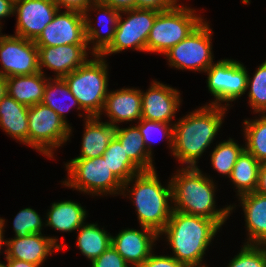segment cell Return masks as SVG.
<instances>
[{"label": "cell", "mask_w": 266, "mask_h": 267, "mask_svg": "<svg viewBox=\"0 0 266 267\" xmlns=\"http://www.w3.org/2000/svg\"><path fill=\"white\" fill-rule=\"evenodd\" d=\"M7 261L6 265L8 267H41L42 265H35L28 263L26 261L17 260V259H5Z\"/></svg>", "instance_id": "cell-44"}, {"label": "cell", "mask_w": 266, "mask_h": 267, "mask_svg": "<svg viewBox=\"0 0 266 267\" xmlns=\"http://www.w3.org/2000/svg\"><path fill=\"white\" fill-rule=\"evenodd\" d=\"M0 75H32L39 72L38 48L34 41L0 33Z\"/></svg>", "instance_id": "cell-12"}, {"label": "cell", "mask_w": 266, "mask_h": 267, "mask_svg": "<svg viewBox=\"0 0 266 267\" xmlns=\"http://www.w3.org/2000/svg\"><path fill=\"white\" fill-rule=\"evenodd\" d=\"M84 126L81 153L73 159L101 157L115 137L116 127L108 122H103L98 117L84 119Z\"/></svg>", "instance_id": "cell-22"}, {"label": "cell", "mask_w": 266, "mask_h": 267, "mask_svg": "<svg viewBox=\"0 0 266 267\" xmlns=\"http://www.w3.org/2000/svg\"><path fill=\"white\" fill-rule=\"evenodd\" d=\"M42 103L55 111L69 126L71 124L68 123L66 113H68L73 107H75L76 110H81V112L83 111L78 103V100L73 96L69 86L63 78L50 77L47 80Z\"/></svg>", "instance_id": "cell-29"}, {"label": "cell", "mask_w": 266, "mask_h": 267, "mask_svg": "<svg viewBox=\"0 0 266 267\" xmlns=\"http://www.w3.org/2000/svg\"><path fill=\"white\" fill-rule=\"evenodd\" d=\"M40 214L31 207L21 209L13 220L15 236L26 237L29 234L42 233L45 222Z\"/></svg>", "instance_id": "cell-35"}, {"label": "cell", "mask_w": 266, "mask_h": 267, "mask_svg": "<svg viewBox=\"0 0 266 267\" xmlns=\"http://www.w3.org/2000/svg\"><path fill=\"white\" fill-rule=\"evenodd\" d=\"M106 4L118 11H125L135 8V0H96Z\"/></svg>", "instance_id": "cell-41"}, {"label": "cell", "mask_w": 266, "mask_h": 267, "mask_svg": "<svg viewBox=\"0 0 266 267\" xmlns=\"http://www.w3.org/2000/svg\"><path fill=\"white\" fill-rule=\"evenodd\" d=\"M255 192L266 196V163H261L260 165L258 183Z\"/></svg>", "instance_id": "cell-43"}, {"label": "cell", "mask_w": 266, "mask_h": 267, "mask_svg": "<svg viewBox=\"0 0 266 267\" xmlns=\"http://www.w3.org/2000/svg\"><path fill=\"white\" fill-rule=\"evenodd\" d=\"M34 42L37 47L87 44L84 14L59 9Z\"/></svg>", "instance_id": "cell-13"}, {"label": "cell", "mask_w": 266, "mask_h": 267, "mask_svg": "<svg viewBox=\"0 0 266 267\" xmlns=\"http://www.w3.org/2000/svg\"><path fill=\"white\" fill-rule=\"evenodd\" d=\"M58 10L53 0H14L13 15L17 18L14 34L35 41Z\"/></svg>", "instance_id": "cell-14"}, {"label": "cell", "mask_w": 266, "mask_h": 267, "mask_svg": "<svg viewBox=\"0 0 266 267\" xmlns=\"http://www.w3.org/2000/svg\"><path fill=\"white\" fill-rule=\"evenodd\" d=\"M228 109L205 104L174 121L172 155L182 167H198L199 158L216 140Z\"/></svg>", "instance_id": "cell-2"}, {"label": "cell", "mask_w": 266, "mask_h": 267, "mask_svg": "<svg viewBox=\"0 0 266 267\" xmlns=\"http://www.w3.org/2000/svg\"><path fill=\"white\" fill-rule=\"evenodd\" d=\"M204 73L208 90L215 98L206 105L229 108L233 106L230 102L246 94L248 70L241 61L224 58L214 62Z\"/></svg>", "instance_id": "cell-10"}, {"label": "cell", "mask_w": 266, "mask_h": 267, "mask_svg": "<svg viewBox=\"0 0 266 267\" xmlns=\"http://www.w3.org/2000/svg\"><path fill=\"white\" fill-rule=\"evenodd\" d=\"M45 215V227L59 232H75L86 222L88 212L80 203L72 200L53 202Z\"/></svg>", "instance_id": "cell-24"}, {"label": "cell", "mask_w": 266, "mask_h": 267, "mask_svg": "<svg viewBox=\"0 0 266 267\" xmlns=\"http://www.w3.org/2000/svg\"><path fill=\"white\" fill-rule=\"evenodd\" d=\"M60 10L78 11L85 13L94 0H53Z\"/></svg>", "instance_id": "cell-40"}, {"label": "cell", "mask_w": 266, "mask_h": 267, "mask_svg": "<svg viewBox=\"0 0 266 267\" xmlns=\"http://www.w3.org/2000/svg\"><path fill=\"white\" fill-rule=\"evenodd\" d=\"M159 238V234L148 227L125 228L112 235L111 245L131 267H139L154 252Z\"/></svg>", "instance_id": "cell-17"}, {"label": "cell", "mask_w": 266, "mask_h": 267, "mask_svg": "<svg viewBox=\"0 0 266 267\" xmlns=\"http://www.w3.org/2000/svg\"><path fill=\"white\" fill-rule=\"evenodd\" d=\"M8 94L6 77L0 75V101Z\"/></svg>", "instance_id": "cell-46"}, {"label": "cell", "mask_w": 266, "mask_h": 267, "mask_svg": "<svg viewBox=\"0 0 266 267\" xmlns=\"http://www.w3.org/2000/svg\"><path fill=\"white\" fill-rule=\"evenodd\" d=\"M181 93L160 81L153 80L146 90H141L142 119L173 123L181 105Z\"/></svg>", "instance_id": "cell-15"}, {"label": "cell", "mask_w": 266, "mask_h": 267, "mask_svg": "<svg viewBox=\"0 0 266 267\" xmlns=\"http://www.w3.org/2000/svg\"><path fill=\"white\" fill-rule=\"evenodd\" d=\"M179 0H135V8L165 11L173 7Z\"/></svg>", "instance_id": "cell-39"}, {"label": "cell", "mask_w": 266, "mask_h": 267, "mask_svg": "<svg viewBox=\"0 0 266 267\" xmlns=\"http://www.w3.org/2000/svg\"><path fill=\"white\" fill-rule=\"evenodd\" d=\"M245 150V145H239L234 139L216 143V146L210 153L211 167L219 175L229 178L232 169L236 164L238 157Z\"/></svg>", "instance_id": "cell-32"}, {"label": "cell", "mask_w": 266, "mask_h": 267, "mask_svg": "<svg viewBox=\"0 0 266 267\" xmlns=\"http://www.w3.org/2000/svg\"><path fill=\"white\" fill-rule=\"evenodd\" d=\"M37 48L39 71L45 74V69L43 68L50 69L54 72V78H63L83 65L88 60L90 53V55H93L87 44H67Z\"/></svg>", "instance_id": "cell-19"}, {"label": "cell", "mask_w": 266, "mask_h": 267, "mask_svg": "<svg viewBox=\"0 0 266 267\" xmlns=\"http://www.w3.org/2000/svg\"><path fill=\"white\" fill-rule=\"evenodd\" d=\"M46 76L39 71L32 75L7 77L8 95L28 107L42 103L47 80L50 78Z\"/></svg>", "instance_id": "cell-25"}, {"label": "cell", "mask_w": 266, "mask_h": 267, "mask_svg": "<svg viewBox=\"0 0 266 267\" xmlns=\"http://www.w3.org/2000/svg\"><path fill=\"white\" fill-rule=\"evenodd\" d=\"M0 267H8L7 265H6V263H0Z\"/></svg>", "instance_id": "cell-47"}, {"label": "cell", "mask_w": 266, "mask_h": 267, "mask_svg": "<svg viewBox=\"0 0 266 267\" xmlns=\"http://www.w3.org/2000/svg\"><path fill=\"white\" fill-rule=\"evenodd\" d=\"M255 119H245L243 133L245 150L260 163H266V114H259Z\"/></svg>", "instance_id": "cell-30"}, {"label": "cell", "mask_w": 266, "mask_h": 267, "mask_svg": "<svg viewBox=\"0 0 266 267\" xmlns=\"http://www.w3.org/2000/svg\"><path fill=\"white\" fill-rule=\"evenodd\" d=\"M237 199L243 209L247 231L243 244L266 245V196L252 192Z\"/></svg>", "instance_id": "cell-21"}, {"label": "cell", "mask_w": 266, "mask_h": 267, "mask_svg": "<svg viewBox=\"0 0 266 267\" xmlns=\"http://www.w3.org/2000/svg\"><path fill=\"white\" fill-rule=\"evenodd\" d=\"M261 163L246 150L238 157L229 180L237 190L236 196L255 192Z\"/></svg>", "instance_id": "cell-28"}, {"label": "cell", "mask_w": 266, "mask_h": 267, "mask_svg": "<svg viewBox=\"0 0 266 267\" xmlns=\"http://www.w3.org/2000/svg\"><path fill=\"white\" fill-rule=\"evenodd\" d=\"M94 57V58H93ZM106 58L92 55L83 65L63 77L83 111L78 116L98 117L108 94L109 71ZM85 112V114H84Z\"/></svg>", "instance_id": "cell-5"}, {"label": "cell", "mask_w": 266, "mask_h": 267, "mask_svg": "<svg viewBox=\"0 0 266 267\" xmlns=\"http://www.w3.org/2000/svg\"><path fill=\"white\" fill-rule=\"evenodd\" d=\"M139 267H187L171 255L152 253Z\"/></svg>", "instance_id": "cell-38"}, {"label": "cell", "mask_w": 266, "mask_h": 267, "mask_svg": "<svg viewBox=\"0 0 266 267\" xmlns=\"http://www.w3.org/2000/svg\"><path fill=\"white\" fill-rule=\"evenodd\" d=\"M102 114H106L109 118L105 122L115 127L122 122H139L142 119L141 90L139 88L123 87L117 89V91H108L98 118L102 119Z\"/></svg>", "instance_id": "cell-20"}, {"label": "cell", "mask_w": 266, "mask_h": 267, "mask_svg": "<svg viewBox=\"0 0 266 267\" xmlns=\"http://www.w3.org/2000/svg\"><path fill=\"white\" fill-rule=\"evenodd\" d=\"M102 158L109 166L112 174L122 183H126L141 170L128 158L119 140L114 137Z\"/></svg>", "instance_id": "cell-31"}, {"label": "cell", "mask_w": 266, "mask_h": 267, "mask_svg": "<svg viewBox=\"0 0 266 267\" xmlns=\"http://www.w3.org/2000/svg\"><path fill=\"white\" fill-rule=\"evenodd\" d=\"M92 11H98L96 15V23H93V19L90 17ZM89 12H91V14ZM119 15L120 11L115 10L111 6L100 3L96 0H94L86 9L84 13L85 36L88 49L93 55H100L112 42ZM89 45H92V47Z\"/></svg>", "instance_id": "cell-18"}, {"label": "cell", "mask_w": 266, "mask_h": 267, "mask_svg": "<svg viewBox=\"0 0 266 267\" xmlns=\"http://www.w3.org/2000/svg\"><path fill=\"white\" fill-rule=\"evenodd\" d=\"M28 128L29 147L50 159L55 158L56 148L63 147L72 136V126L43 103L29 107Z\"/></svg>", "instance_id": "cell-8"}, {"label": "cell", "mask_w": 266, "mask_h": 267, "mask_svg": "<svg viewBox=\"0 0 266 267\" xmlns=\"http://www.w3.org/2000/svg\"><path fill=\"white\" fill-rule=\"evenodd\" d=\"M248 104L254 114H266V60L257 66L253 77L248 73Z\"/></svg>", "instance_id": "cell-33"}, {"label": "cell", "mask_w": 266, "mask_h": 267, "mask_svg": "<svg viewBox=\"0 0 266 267\" xmlns=\"http://www.w3.org/2000/svg\"><path fill=\"white\" fill-rule=\"evenodd\" d=\"M14 0H0V29L2 26V19L13 15Z\"/></svg>", "instance_id": "cell-42"}, {"label": "cell", "mask_w": 266, "mask_h": 267, "mask_svg": "<svg viewBox=\"0 0 266 267\" xmlns=\"http://www.w3.org/2000/svg\"><path fill=\"white\" fill-rule=\"evenodd\" d=\"M204 19L184 40L171 47L164 56L168 65L178 70L205 72L215 60L212 29Z\"/></svg>", "instance_id": "cell-9"}, {"label": "cell", "mask_w": 266, "mask_h": 267, "mask_svg": "<svg viewBox=\"0 0 266 267\" xmlns=\"http://www.w3.org/2000/svg\"><path fill=\"white\" fill-rule=\"evenodd\" d=\"M121 196L133 202L139 227H148L158 234L166 227L173 210L172 187L170 180L165 187L161 184L156 169L130 178L123 184Z\"/></svg>", "instance_id": "cell-4"}, {"label": "cell", "mask_w": 266, "mask_h": 267, "mask_svg": "<svg viewBox=\"0 0 266 267\" xmlns=\"http://www.w3.org/2000/svg\"><path fill=\"white\" fill-rule=\"evenodd\" d=\"M6 219L4 218H1L0 217V253L3 254V251H2V247L4 246L5 248V236H4V232H5V224H6ZM2 251V252H1ZM1 263V261H0Z\"/></svg>", "instance_id": "cell-45"}, {"label": "cell", "mask_w": 266, "mask_h": 267, "mask_svg": "<svg viewBox=\"0 0 266 267\" xmlns=\"http://www.w3.org/2000/svg\"><path fill=\"white\" fill-rule=\"evenodd\" d=\"M115 137L124 148L128 158L141 170L155 169L154 160L147 151L139 127L135 124L126 128L116 127Z\"/></svg>", "instance_id": "cell-26"}, {"label": "cell", "mask_w": 266, "mask_h": 267, "mask_svg": "<svg viewBox=\"0 0 266 267\" xmlns=\"http://www.w3.org/2000/svg\"><path fill=\"white\" fill-rule=\"evenodd\" d=\"M181 4L178 1L170 9L158 13L146 42V52L164 55L204 20L196 9Z\"/></svg>", "instance_id": "cell-6"}, {"label": "cell", "mask_w": 266, "mask_h": 267, "mask_svg": "<svg viewBox=\"0 0 266 267\" xmlns=\"http://www.w3.org/2000/svg\"><path fill=\"white\" fill-rule=\"evenodd\" d=\"M90 264L91 267H131L112 245Z\"/></svg>", "instance_id": "cell-37"}, {"label": "cell", "mask_w": 266, "mask_h": 267, "mask_svg": "<svg viewBox=\"0 0 266 267\" xmlns=\"http://www.w3.org/2000/svg\"><path fill=\"white\" fill-rule=\"evenodd\" d=\"M67 178L62 185L92 196H119L123 184L112 174L107 162L101 157L71 159L65 164Z\"/></svg>", "instance_id": "cell-7"}, {"label": "cell", "mask_w": 266, "mask_h": 267, "mask_svg": "<svg viewBox=\"0 0 266 267\" xmlns=\"http://www.w3.org/2000/svg\"><path fill=\"white\" fill-rule=\"evenodd\" d=\"M220 229L212 219L172 210L159 237L167 241L172 249L171 256L187 267H208L203 259Z\"/></svg>", "instance_id": "cell-3"}, {"label": "cell", "mask_w": 266, "mask_h": 267, "mask_svg": "<svg viewBox=\"0 0 266 267\" xmlns=\"http://www.w3.org/2000/svg\"><path fill=\"white\" fill-rule=\"evenodd\" d=\"M159 12L141 8L121 11L114 38L100 55L107 58L111 54L121 53L127 49L146 52V42Z\"/></svg>", "instance_id": "cell-11"}, {"label": "cell", "mask_w": 266, "mask_h": 267, "mask_svg": "<svg viewBox=\"0 0 266 267\" xmlns=\"http://www.w3.org/2000/svg\"><path fill=\"white\" fill-rule=\"evenodd\" d=\"M77 247L90 262L111 246L112 235L98 223H84L77 230Z\"/></svg>", "instance_id": "cell-27"}, {"label": "cell", "mask_w": 266, "mask_h": 267, "mask_svg": "<svg viewBox=\"0 0 266 267\" xmlns=\"http://www.w3.org/2000/svg\"><path fill=\"white\" fill-rule=\"evenodd\" d=\"M29 107L8 94L0 101V127L14 140L29 146Z\"/></svg>", "instance_id": "cell-23"}, {"label": "cell", "mask_w": 266, "mask_h": 267, "mask_svg": "<svg viewBox=\"0 0 266 267\" xmlns=\"http://www.w3.org/2000/svg\"><path fill=\"white\" fill-rule=\"evenodd\" d=\"M227 267H266V245L243 244Z\"/></svg>", "instance_id": "cell-36"}, {"label": "cell", "mask_w": 266, "mask_h": 267, "mask_svg": "<svg viewBox=\"0 0 266 267\" xmlns=\"http://www.w3.org/2000/svg\"><path fill=\"white\" fill-rule=\"evenodd\" d=\"M4 254L5 259H17L43 265L48 256L68 246L59 243L58 236H45L43 233L29 234L26 237L6 238ZM47 258V259H46Z\"/></svg>", "instance_id": "cell-16"}, {"label": "cell", "mask_w": 266, "mask_h": 267, "mask_svg": "<svg viewBox=\"0 0 266 267\" xmlns=\"http://www.w3.org/2000/svg\"><path fill=\"white\" fill-rule=\"evenodd\" d=\"M141 135L143 137V142L147 148L148 153L153 156V146L152 143L156 142V136L161 137V139L165 138L169 147L170 153L172 156L173 150V138H174V124L159 122V121H150L146 119H141L139 122H136ZM160 133V134H159ZM159 134V135H156ZM158 137V138H159Z\"/></svg>", "instance_id": "cell-34"}, {"label": "cell", "mask_w": 266, "mask_h": 267, "mask_svg": "<svg viewBox=\"0 0 266 267\" xmlns=\"http://www.w3.org/2000/svg\"><path fill=\"white\" fill-rule=\"evenodd\" d=\"M199 167H181L177 168L175 175L172 173V208L182 213L212 219L222 228L237 205L217 208V183Z\"/></svg>", "instance_id": "cell-1"}]
</instances>
